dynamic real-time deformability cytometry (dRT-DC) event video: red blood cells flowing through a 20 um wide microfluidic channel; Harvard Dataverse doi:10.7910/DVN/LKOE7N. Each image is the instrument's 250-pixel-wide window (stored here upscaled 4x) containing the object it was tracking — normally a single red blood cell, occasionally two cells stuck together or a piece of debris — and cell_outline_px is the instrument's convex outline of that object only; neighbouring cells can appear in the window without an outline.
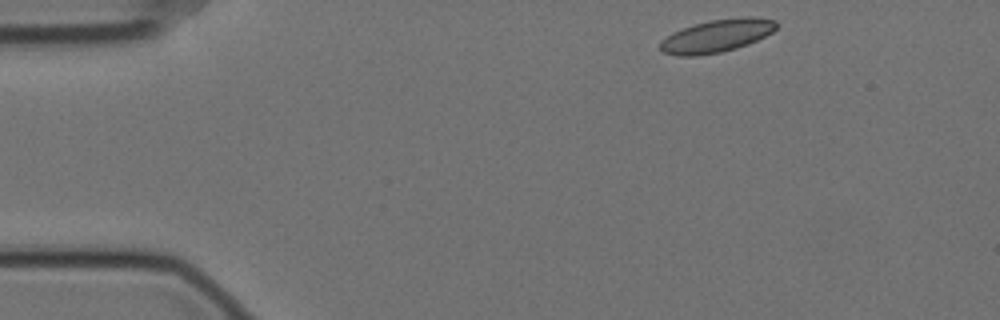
{"species": "Egyptian fruit bat (a non-hibernating species)", "species_latin": "Rousettus aegyptiacus", "temperature_condition": "cold", "stored_images_in_passage": 10, "segment_of_instrument_passage": [1, 2], "camera_frame_rate_fps": 3000, "um_per_image_px": 0.085, "animal": {"sex": "female"}, "frame": {"image": 1, "passage_image": 1, "time_ms": 0.0, "image_size_px": [1000, 320], "cell_outline_px": [[776, 28], [772, 32], [748, 44], [736, 48], [720, 52], [696, 56], [680, 56], [664, 52], [660, 48], [660, 40], [672, 32], [696, 24], [712, 20], [748, 16], [752, 16], [776, 20]], "centroid_in_image_um": [60.92, 3.05], "position_along_channel_um": 24.1, "area_um2": 21.96}}